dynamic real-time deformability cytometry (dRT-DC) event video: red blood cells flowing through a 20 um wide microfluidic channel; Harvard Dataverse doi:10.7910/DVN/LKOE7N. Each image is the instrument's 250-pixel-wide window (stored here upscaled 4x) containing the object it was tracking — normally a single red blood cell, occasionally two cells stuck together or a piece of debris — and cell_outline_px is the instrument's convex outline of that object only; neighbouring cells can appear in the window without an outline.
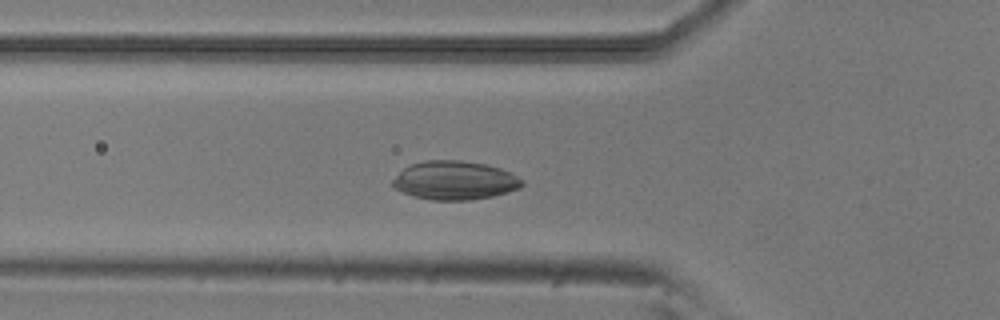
{"species": "common noctule bat (a hibernating species)", "species_latin": "Nyctalus noctula", "temperature_condition": "room temperature", "stored_images_in_passage": 40, "segment_of_instrument_passage": [1, 2], "camera_frame_rate_fps": 3000, "um_per_image_px": 0.085, "animal": {"sex": "male", "body_mass_g": 20.5, "forearm_length_mm": 52.5}, "frame": {"image": 1, "passage_image": 5, "time_ms": 1.333, "image_size_px": [1000, 320], "cell_outline_px": [[524, 184], [520, 188], [508, 192], [492, 196], [468, 200], [432, 200], [412, 196], [396, 188], [392, 184], [392, 180], [404, 168], [412, 164], [428, 160], [460, 160], [484, 164], [500, 168], [512, 172], [524, 180]], "centroid_in_image_um": [38.69, 15.33], "position_along_channel_um": 87.1, "area_um2": 29.13}}
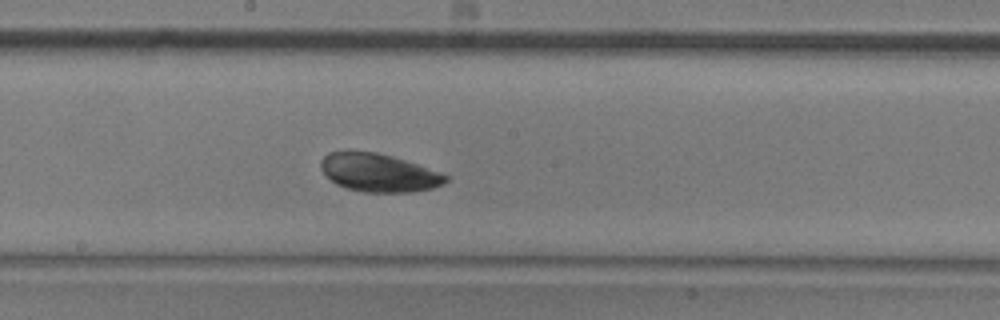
{"frame": {"image": 2, "passage_image": 15, "time_ms": 4.667, "image_size_px": [1000, 320], "cell_outline_px": [[448, 180], [444, 184], [432, 188], [412, 192], [364, 192], [348, 188], [336, 184], [320, 168], [320, 160], [328, 152], [376, 152], [392, 156], [440, 172], [448, 176]], "centroid_in_image_um": [32.2, 14.69], "position_along_channel_um": 216.0, "area_um2": 27.4}}
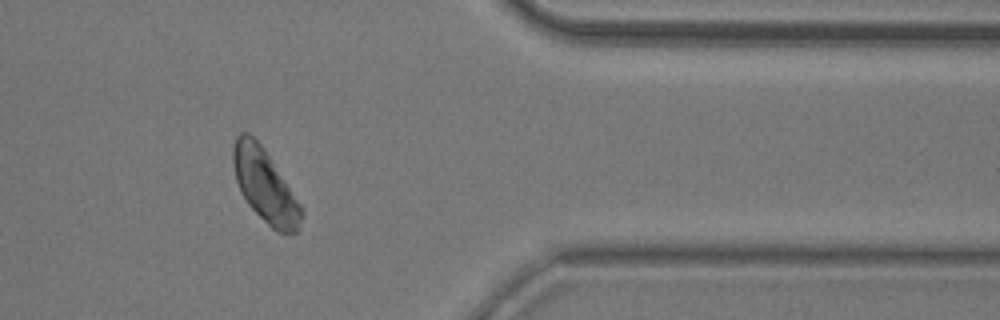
{"frame": {"image": 3, "passage_image": 30, "time_ms": 9.667, "image_size_px": [1000, 320], "cell_outline_px": [[304, 216], [296, 232], [276, 232], [248, 204], [240, 192], [236, 180], [232, 164], [232, 148], [236, 136], [240, 132], [248, 132], [260, 144], [300, 204], [304, 212]], "centroid_in_image_um": [22.49, 15.78], "position_along_channel_um": 388.9, "area_um2": 28.5}}